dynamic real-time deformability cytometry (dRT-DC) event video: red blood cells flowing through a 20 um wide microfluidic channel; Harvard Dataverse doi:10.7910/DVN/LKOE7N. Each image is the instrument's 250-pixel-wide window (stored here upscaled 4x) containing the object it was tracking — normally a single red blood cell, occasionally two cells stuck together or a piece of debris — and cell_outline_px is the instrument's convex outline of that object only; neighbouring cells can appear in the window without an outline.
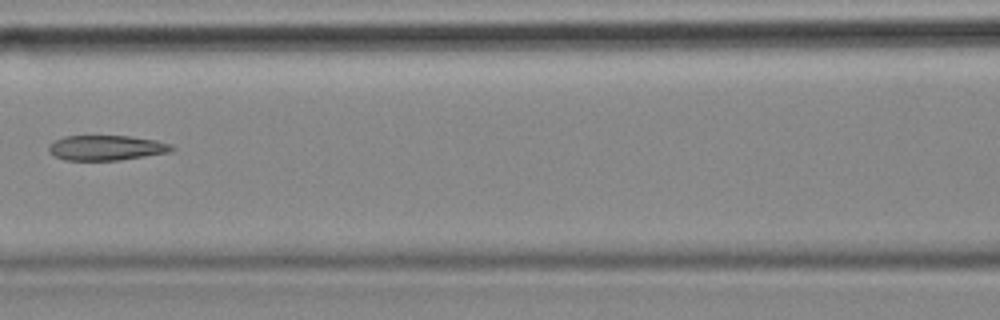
{"species": "common noctule bat (a hibernating species)", "species_latin": "Nyctalus noctula", "temperature_condition": "cold", "stored_images_in_passage": 5, "camera_frame_rate_fps": 3000, "um_per_image_px": 0.085, "animal": {"sex": "female", "body_mass_g": 18.4}, "frame": {"image": 1, "passage_image": 3, "time_ms": 0.667, "image_size_px": [1000, 320], "cell_outline_px": [[176, 148], [172, 152], [116, 160], [64, 160], [48, 152], [48, 144], [52, 140], [64, 136], [132, 136], [156, 140], [172, 144]], "centroid_in_image_um": [9.03, 12.55], "position_along_channel_um": 157.6, "area_um2": 18.15}}
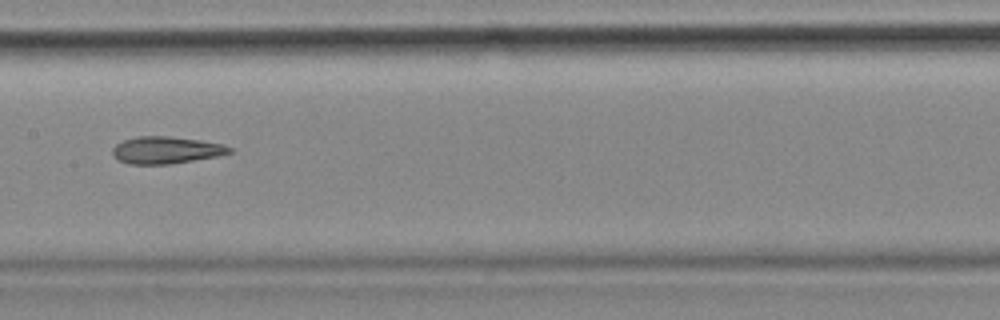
{"frame": {"image": 2, "passage_image": 4, "time_ms": 1.0, "image_size_px": [1000, 320], "cell_outline_px": [[232, 152], [216, 156], [168, 164], [128, 164], [112, 156], [112, 148], [116, 144], [124, 140], [136, 136], [168, 136], [200, 140], [224, 144], [232, 148]], "centroid_in_image_um": [14.09, 12.75], "position_along_channel_um": 193.3, "area_um2": 18.38}}